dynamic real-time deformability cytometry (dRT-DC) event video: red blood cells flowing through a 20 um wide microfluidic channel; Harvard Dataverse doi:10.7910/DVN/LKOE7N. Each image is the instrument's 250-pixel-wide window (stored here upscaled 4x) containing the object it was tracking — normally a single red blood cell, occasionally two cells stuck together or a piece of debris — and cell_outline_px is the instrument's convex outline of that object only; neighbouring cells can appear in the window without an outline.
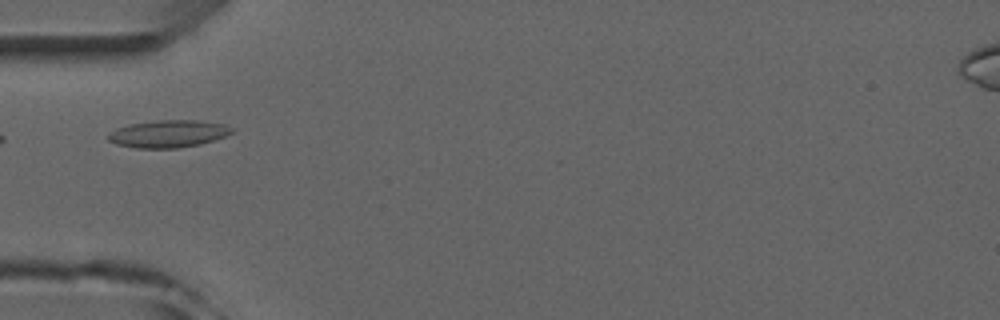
{"species": "common noctule bat (a hibernating species)", "species_latin": "Nyctalus noctula", "temperature_condition": "room temperature", "stored_images_in_passage": 4, "camera_frame_rate_fps": 3000, "um_per_image_px": 0.085, "animal": {"sex": "male", "forearm_length_mm": 52.5}, "frame": {"image": 1, "passage_image": 4, "time_ms": 3.333, "image_size_px": [1000, 320], "cell_outline_px": [[236, 128], [232, 132], [224, 136], [200, 144], [176, 148], [136, 148], [116, 144], [108, 140], [108, 136], [116, 128], [128, 124], [160, 120], [196, 120], [224, 124]], "centroid_in_image_um": [14.31, 11.37], "position_along_channel_um": 70.7, "area_um2": 19.59}}